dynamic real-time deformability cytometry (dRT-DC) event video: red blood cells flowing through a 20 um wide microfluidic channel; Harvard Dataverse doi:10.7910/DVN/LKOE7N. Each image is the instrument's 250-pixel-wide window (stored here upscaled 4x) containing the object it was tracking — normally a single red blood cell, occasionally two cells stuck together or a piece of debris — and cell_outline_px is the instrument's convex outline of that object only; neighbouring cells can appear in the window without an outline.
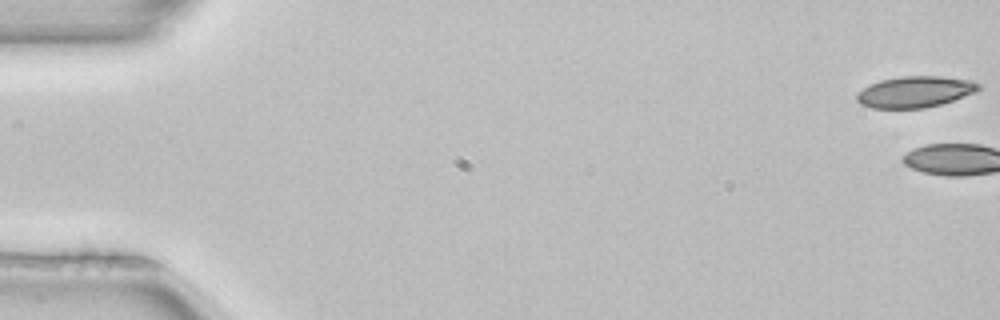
{"species": "common noctule bat (a hibernating species)", "species_latin": "Nyctalus noctula", "temperature_condition": "room temperature", "stored_images_in_passage": 4, "camera_frame_rate_fps": 3000, "um_per_image_px": 0.085, "animal": {"sex": "female", "body_mass_g": 22.7, "forearm_length_mm": 54.2}, "frame": {"image": 1, "passage_image": 1, "time_ms": 0.0, "image_size_px": [1000, 320], "cell_outline_px": [[984, 84], [976, 92], [940, 104], [924, 108], [872, 108], [860, 104], [856, 100], [856, 92], [880, 80], [900, 76], [940, 76], [972, 80]], "centroid_in_image_um": [77.79, 7.8], "position_along_channel_um": 7.2, "area_um2": 22.25}}